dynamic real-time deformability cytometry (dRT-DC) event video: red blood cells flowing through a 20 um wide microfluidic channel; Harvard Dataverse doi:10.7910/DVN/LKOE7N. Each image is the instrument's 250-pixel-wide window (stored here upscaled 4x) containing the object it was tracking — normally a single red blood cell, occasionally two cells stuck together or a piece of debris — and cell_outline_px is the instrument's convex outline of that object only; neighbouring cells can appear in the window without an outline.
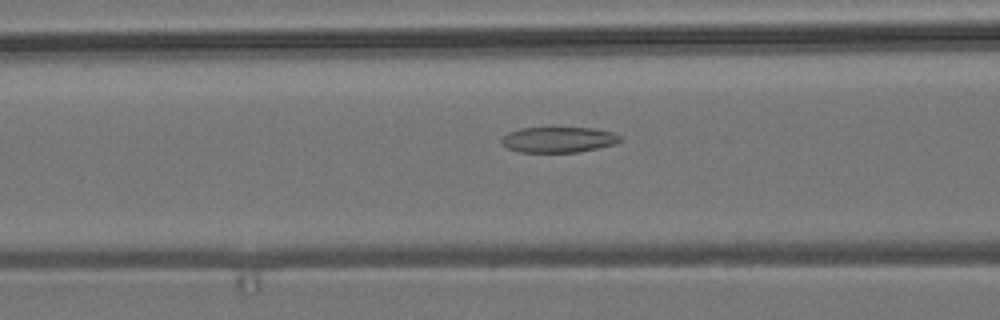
{"species": "common noctule bat (a hibernating species)", "species_latin": "Nyctalus noctula", "temperature_condition": "room temperature", "stored_images_in_passage": 28, "camera_frame_rate_fps": 3000, "um_per_image_px": 0.085, "animal": {"sex": "male", "body_mass_g": 19.2, "forearm_length_mm": 51.8}, "frame": {"image": 1, "passage_image": 16, "time_ms": 5.0, "image_size_px": [1000, 320], "cell_outline_px": [[624, 140], [616, 144], [580, 152], [520, 152], [508, 148], [500, 144], [500, 140], [508, 132], [520, 128], [592, 128], [616, 132], [624, 136]], "centroid_in_image_um": [47.54, 11.87], "position_along_channel_um": 119.1, "area_um2": 18.03}}
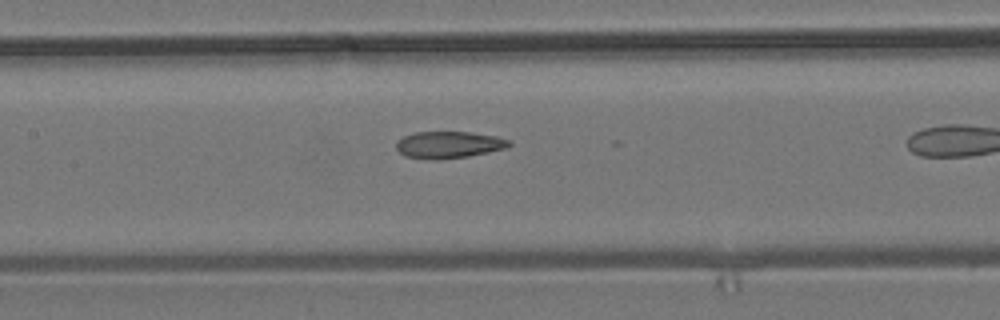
{"frame": {"image": 2, "passage_image": 20, "time_ms": 6.333, "image_size_px": [1000, 320], "cell_outline_px": [[512, 144], [508, 148], [468, 156], [436, 160], [432, 160], [404, 156], [396, 148], [396, 140], [404, 136], [416, 132], [468, 132], [496, 136], [508, 140]], "centroid_in_image_um": [38.13, 12.31], "position_along_channel_um": 169.3, "area_um2": 17.69}}
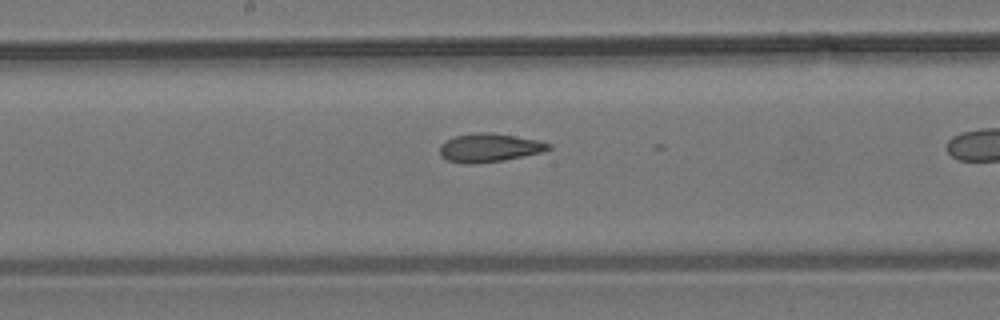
{"frame": {"image": 3, "passage_image": 23, "time_ms": 7.333, "image_size_px": [1000, 320], "cell_outline_px": [[552, 148], [540, 152], [504, 160], [476, 164], [464, 164], [448, 160], [440, 156], [440, 144], [444, 140], [456, 136], [476, 132], [492, 132], [536, 140], [552, 144]], "centroid_in_image_um": [41.54, 12.56], "position_along_channel_um": 206.7, "area_um2": 18.09}}